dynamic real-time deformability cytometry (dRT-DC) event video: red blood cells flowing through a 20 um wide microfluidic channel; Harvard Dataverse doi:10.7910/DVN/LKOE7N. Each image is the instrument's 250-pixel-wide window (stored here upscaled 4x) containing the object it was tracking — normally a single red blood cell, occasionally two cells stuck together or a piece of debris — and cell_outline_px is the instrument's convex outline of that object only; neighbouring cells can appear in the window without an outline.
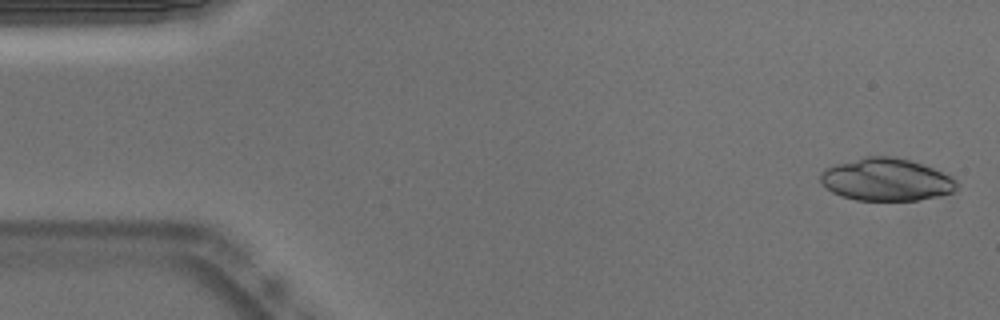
{"species": "Egyptian fruit bat (a non-hibernating species)", "species_latin": "Rousettus aegyptiacus", "temperature_condition": "warm", "stored_images_in_passage": 52, "camera_frame_rate_fps": 3000, "um_per_image_px": 0.085, "animal": {"sex": "male"}, "frame": {"image": 1, "passage_image": 2, "time_ms": 0.333, "image_size_px": [1000, 320], "cell_outline_px": [[960, 188], [952, 192], [940, 196], [920, 200], [856, 200], [840, 196], [832, 192], [820, 184], [820, 172], [824, 168], [836, 164], [864, 156], [892, 156], [912, 160], [924, 164], [956, 180], [960, 184]], "centroid_in_image_um": [75.32, 15.27], "position_along_channel_um": 9.7, "area_um2": 34.16}}